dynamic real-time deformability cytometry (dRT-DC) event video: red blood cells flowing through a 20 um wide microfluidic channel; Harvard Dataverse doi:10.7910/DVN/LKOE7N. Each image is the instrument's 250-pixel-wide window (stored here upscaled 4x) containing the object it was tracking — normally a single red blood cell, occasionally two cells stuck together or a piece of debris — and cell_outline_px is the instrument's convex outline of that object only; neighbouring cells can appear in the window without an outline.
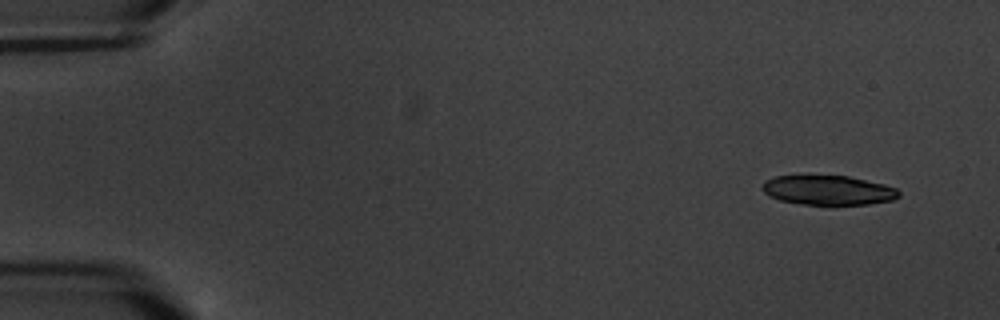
{"species": "common noctule bat (a hibernating species)", "species_latin": "Nyctalus noctula", "temperature_condition": "warm", "stored_images_in_passage": 6, "camera_frame_rate_fps": 3000, "um_per_image_px": 0.085, "animal": {"sex": "male", "body_mass_g": 20.1, "forearm_length_mm": 53.5}, "frame": {"image": 1, "passage_image": 2, "time_ms": 1.333, "image_size_px": [1000, 320], "cell_outline_px": [[900, 196], [892, 200], [868, 204], [800, 204], [780, 200], [768, 196], [760, 188], [764, 180], [776, 176], [808, 172], [848, 176], [884, 184], [896, 188], [900, 192]], "centroid_in_image_um": [70.3, 16.11], "position_along_channel_um": 14.7, "area_um2": 24.45}}